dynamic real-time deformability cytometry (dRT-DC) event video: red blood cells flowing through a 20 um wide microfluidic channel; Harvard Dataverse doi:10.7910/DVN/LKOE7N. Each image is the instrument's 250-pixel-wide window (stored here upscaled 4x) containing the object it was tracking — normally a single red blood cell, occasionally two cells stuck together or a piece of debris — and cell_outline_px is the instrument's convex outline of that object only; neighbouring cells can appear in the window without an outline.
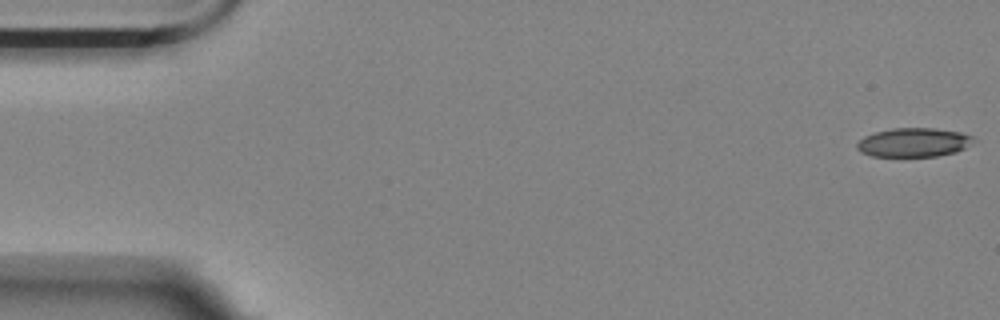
{"species": "Egyptian fruit bat (a non-hibernating species)", "species_latin": "Rousettus aegyptiacus", "temperature_condition": "room temperature", "stored_images_in_passage": 51, "camera_frame_rate_fps": 3000, "um_per_image_px": 0.085, "animal": {"sex": "female"}, "frame": {"image": 1, "passage_image": 1, "time_ms": 0.0, "image_size_px": [1000, 320], "cell_outline_px": [[976, 140], [964, 148], [956, 152], [936, 156], [872, 156], [860, 152], [856, 148], [856, 144], [864, 136], [876, 132], [892, 128], [932, 128], [960, 132], [972, 136]], "centroid_in_image_um": [77.65, 12.1], "position_along_channel_um": 7.4, "area_um2": 19.59}}
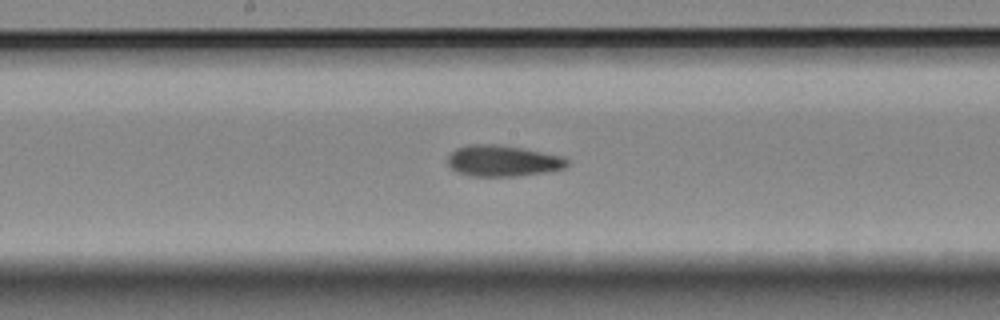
{"frame": {"image": 2, "passage_image": 29, "time_ms": 9.333, "image_size_px": [1000, 320], "cell_outline_px": [[568, 164], [564, 168], [548, 172], [516, 176], [468, 176], [456, 172], [448, 164], [448, 156], [456, 148], [468, 144], [500, 144], [524, 148], [564, 156], [568, 160]], "centroid_in_image_um": [42.74, 13.67], "position_along_channel_um": 205.5, "area_um2": 21.96}}
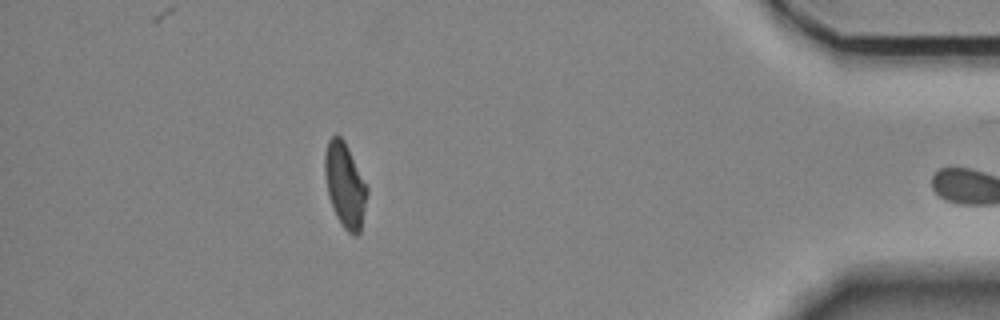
{"frame": {"image": 3, "passage_image": 50, "time_ms": 16.333, "image_size_px": [1000, 320], "cell_outline_px": [[368, 192], [360, 232], [356, 236], [348, 232], [344, 228], [336, 216], [328, 196], [324, 172], [324, 156], [328, 140], [336, 132], [344, 140], [368, 188]], "centroid_in_image_um": [29.31, 15.72], "position_along_channel_um": 405.9, "area_um2": 20.81}}